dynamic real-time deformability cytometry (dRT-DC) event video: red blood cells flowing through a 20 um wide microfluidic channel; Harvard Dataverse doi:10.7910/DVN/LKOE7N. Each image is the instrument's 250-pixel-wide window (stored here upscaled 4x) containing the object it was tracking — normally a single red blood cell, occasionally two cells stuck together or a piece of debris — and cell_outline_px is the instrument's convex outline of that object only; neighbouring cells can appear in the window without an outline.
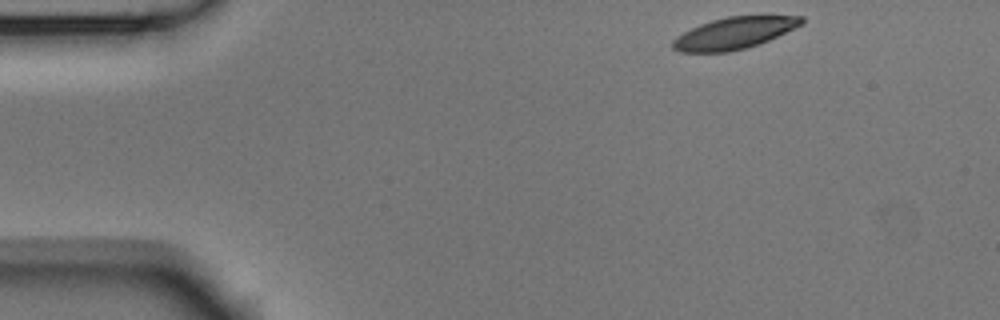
{"species": "Egyptian fruit bat (a non-hibernating species)", "species_latin": "Rousettus aegyptiacus", "temperature_condition": "room temperature", "stored_images_in_passage": 6, "camera_frame_rate_fps": 3000, "um_per_image_px": 0.085, "animal": {"sex": "male"}, "frame": {"image": 1, "passage_image": 1, "time_ms": 0.0, "image_size_px": [1000, 320], "cell_outline_px": [[804, 24], [768, 40], [748, 48], [728, 52], [680, 52], [672, 48], [672, 40], [676, 36], [700, 24], [712, 20], [728, 16], [804, 16]], "centroid_in_image_um": [62.4, 2.82], "position_along_channel_um": 22.6, "area_um2": 23.76}}
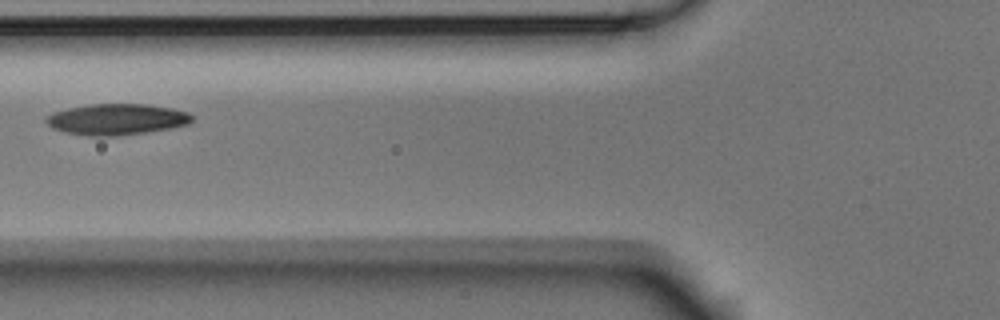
{"frame": {"image": 2, "passage_image": 5, "time_ms": 1.333, "image_size_px": [1000, 320], "cell_outline_px": [[192, 120], [188, 124], [148, 132], [116, 136], [88, 136], [64, 132], [52, 128], [44, 120], [44, 116], [52, 112], [68, 108], [88, 104], [144, 104], [172, 108], [188, 112], [192, 116]], "centroid_in_image_um": [9.86, 10.14], "position_along_channel_um": 115.9, "area_um2": 26.53}}
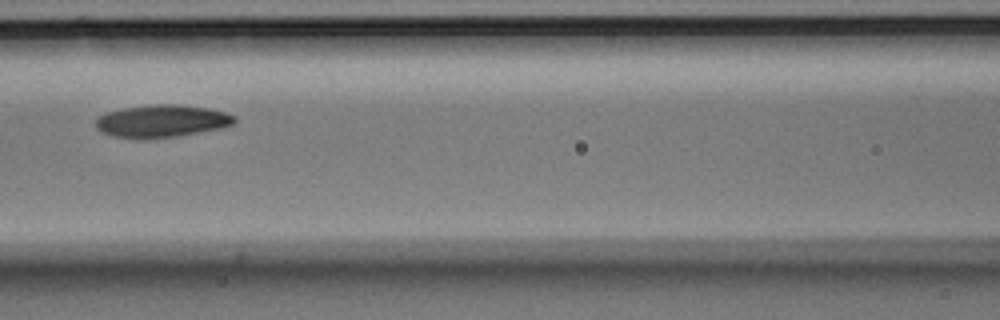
{"frame": {"image": 3, "passage_image": 6, "time_ms": 1.667, "image_size_px": [1000, 320], "cell_outline_px": [[236, 120], [232, 124], [220, 128], [176, 136], [140, 140], [116, 136], [104, 132], [96, 128], [96, 116], [108, 112], [124, 108], [156, 104], [176, 104], [208, 108], [224, 112], [236, 116]], "centroid_in_image_um": [13.73, 10.29], "position_along_channel_um": 152.9, "area_um2": 26.13}}